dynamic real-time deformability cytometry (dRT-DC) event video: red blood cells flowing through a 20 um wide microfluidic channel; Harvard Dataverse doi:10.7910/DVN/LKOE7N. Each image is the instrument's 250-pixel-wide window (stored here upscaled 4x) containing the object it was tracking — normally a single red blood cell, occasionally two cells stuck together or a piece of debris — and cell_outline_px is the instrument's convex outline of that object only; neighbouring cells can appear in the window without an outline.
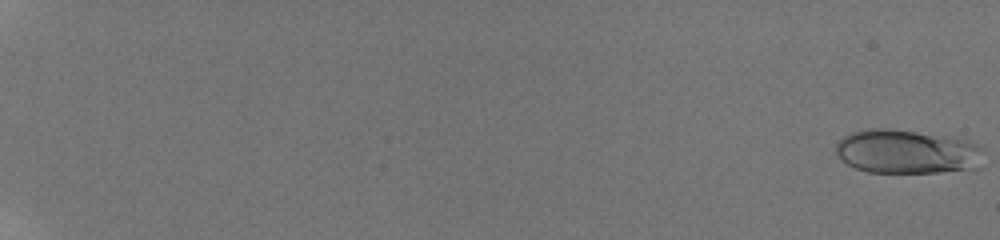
{"species": "human", "species_latin": "Homo sapiens", "temperature_condition": "room temperature", "stored_images_in_passage": 26, "camera_frame_rate_fps": 3000, "um_per_image_px": 0.085, "donor": {"sex": "male"}, "frame": {"image": 1, "passage_image": 1, "time_ms": 0.0, "image_size_px": [1000, 240], "cell_outline_px": [[980, 168], [936, 172], [868, 172], [856, 168], [840, 160], [836, 156], [836, 144], [844, 136], [852, 132], [868, 128], [888, 128], [948, 136], [964, 140], [976, 144], [980, 148]], "centroid_in_image_um": [77.03, 12.89], "position_along_channel_um": 8.0, "area_um2": 37.74}}
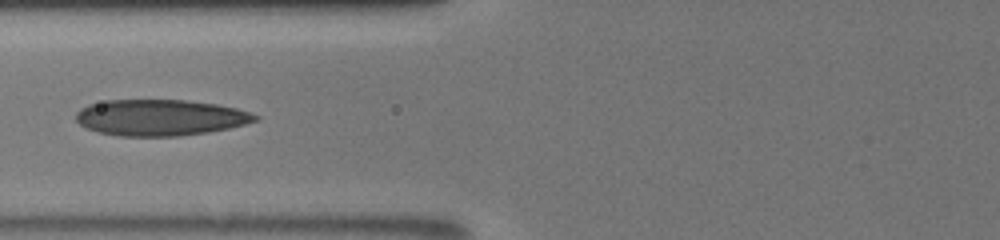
{"frame": {"image": 2, "passage_image": 23, "time_ms": 9.0, "image_size_px": [1000, 240], "cell_outline_px": [[260, 120], [228, 128], [208, 132], [176, 136], [120, 136], [100, 132], [84, 128], [76, 120], [76, 112], [80, 108], [88, 104], [104, 100], [184, 100], [216, 104], [236, 108], [260, 116]], "centroid_in_image_um": [13.59, 9.99], "position_along_channel_um": 112.2, "area_um2": 37.8}}
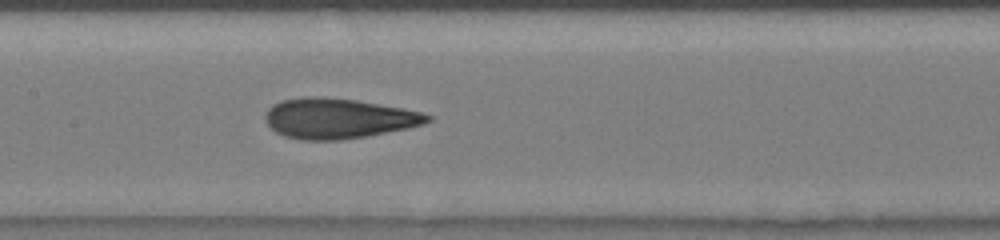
{"frame": {"image": 3, "passage_image": 26, "time_ms": 10.667, "image_size_px": [1000, 240], "cell_outline_px": [[432, 120], [424, 124], [408, 128], [364, 136], [340, 140], [300, 140], [284, 136], [276, 132], [264, 120], [264, 116], [268, 108], [272, 104], [280, 100], [304, 96], [324, 96], [356, 100], [404, 108], [420, 112], [432, 116]], "centroid_in_image_um": [28.72, 10.05], "position_along_channel_um": 178.7, "area_um2": 38.21}}